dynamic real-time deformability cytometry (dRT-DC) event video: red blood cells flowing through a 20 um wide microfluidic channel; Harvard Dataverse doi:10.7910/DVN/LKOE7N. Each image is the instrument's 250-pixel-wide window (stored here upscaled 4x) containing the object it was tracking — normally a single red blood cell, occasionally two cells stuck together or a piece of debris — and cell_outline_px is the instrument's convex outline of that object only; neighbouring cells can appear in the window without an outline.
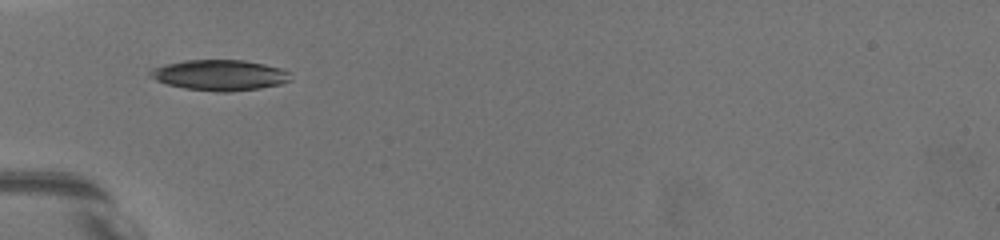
{"species": "common noctule bat (a hibernating species)", "species_latin": "Nyctalus noctula", "temperature_condition": "warm", "stored_images_in_passage": 12, "camera_frame_rate_fps": 3000, "um_per_image_px": 0.085, "animal": {"sex": "female", "body_mass_g": 19.5, "forearm_length_mm": 54.1}, "frame": {"image": 1, "passage_image": 1, "time_ms": 0.0, "image_size_px": [1000, 240], "cell_outline_px": [[292, 80], [280, 84], [260, 88], [232, 92], [220, 92], [184, 88], [168, 84], [156, 80], [148, 76], [148, 72], [152, 68], [164, 64], [184, 60], [244, 60], [264, 64], [280, 68], [288, 72]], "centroid_in_image_um": [18.65, 6.38], "position_along_channel_um": 66.4, "area_um2": 25.14}}
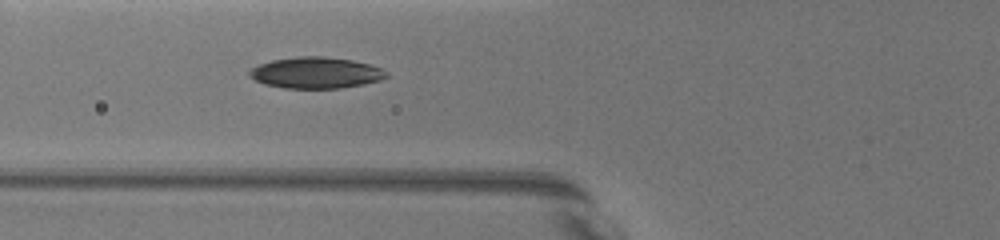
{"frame": {"image": 2, "passage_image": 6, "time_ms": 1.0, "image_size_px": [1000, 240], "cell_outline_px": [[388, 76], [380, 80], [364, 84], [340, 88], [284, 88], [264, 84], [248, 76], [248, 72], [252, 68], [260, 64], [272, 60], [296, 56], [324, 56], [352, 60], [368, 64], [380, 68], [388, 72]], "centroid_in_image_um": [26.84, 6.18], "position_along_channel_um": 99.0, "area_um2": 24.91}}